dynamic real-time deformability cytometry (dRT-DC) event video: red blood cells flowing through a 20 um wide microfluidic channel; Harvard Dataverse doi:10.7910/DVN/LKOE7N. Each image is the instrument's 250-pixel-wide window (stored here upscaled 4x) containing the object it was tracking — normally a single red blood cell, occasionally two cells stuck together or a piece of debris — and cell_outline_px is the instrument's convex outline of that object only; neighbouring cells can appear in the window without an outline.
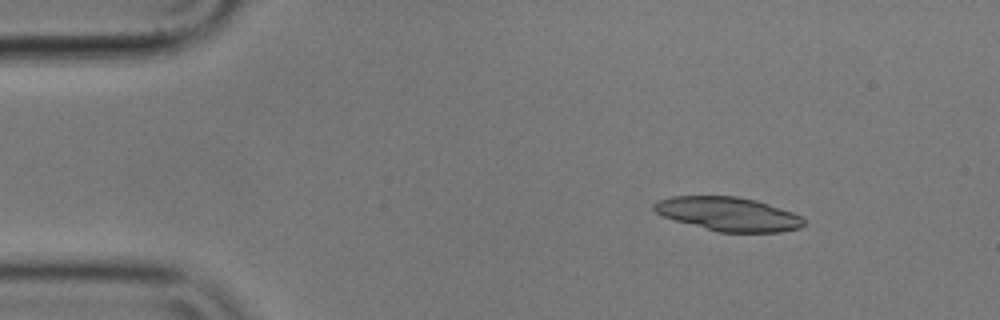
{"species": "common noctule bat (a hibernating species)", "species_latin": "Nyctalus noctula", "temperature_condition": "cold", "stored_images_in_passage": 3, "camera_frame_rate_fps": 3000, "um_per_image_px": 0.085, "animal": {"sex": "male", "body_mass_g": 17.9}, "frame": {"image": 1, "passage_image": 2, "time_ms": 0.333, "image_size_px": [1000, 320], "cell_outline_px": [[804, 224], [800, 228], [780, 232], [720, 232], [676, 220], [664, 216], [656, 212], [652, 208], [652, 204], [656, 200], [672, 196], [736, 196], [756, 200], [792, 212], [800, 216], [804, 220]], "centroid_in_image_um": [61.89, 18.18], "position_along_channel_um": 23.1, "area_um2": 29.3}}